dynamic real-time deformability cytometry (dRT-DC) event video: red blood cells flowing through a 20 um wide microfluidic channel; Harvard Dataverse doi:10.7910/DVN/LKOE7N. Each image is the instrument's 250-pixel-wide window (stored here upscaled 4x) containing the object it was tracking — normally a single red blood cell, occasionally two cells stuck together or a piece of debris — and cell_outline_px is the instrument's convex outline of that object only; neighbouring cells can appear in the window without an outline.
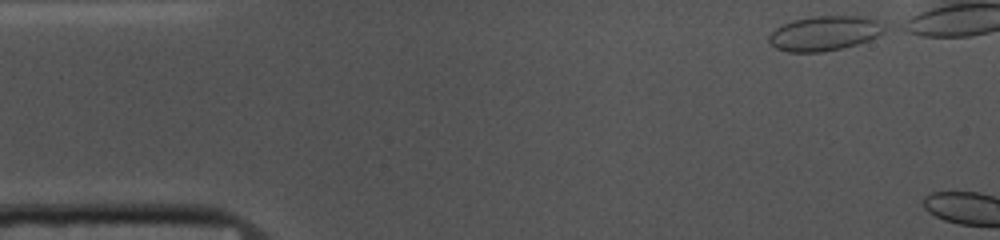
{"species": "common noctule bat (a hibernating species)", "species_latin": "Nyctalus noctula", "temperature_condition": "cold", "stored_images_in_passage": 4, "camera_frame_rate_fps": 3000, "um_per_image_px": 0.085, "animal": {"sex": "female", "body_mass_g": 10.0, "forearm_length_mm": 53.1}, "frame": {"image": 1, "passage_image": 1, "time_ms": 0.0, "image_size_px": [1000, 240], "cell_outline_px": [[892, 28], [868, 40], [856, 44], [824, 52], [788, 52], [776, 48], [768, 40], [768, 36], [776, 28], [792, 20], [812, 16], [860, 16], [876, 20]], "centroid_in_image_um": [70.11, 2.82], "position_along_channel_um": 14.9, "area_um2": 23.41}}